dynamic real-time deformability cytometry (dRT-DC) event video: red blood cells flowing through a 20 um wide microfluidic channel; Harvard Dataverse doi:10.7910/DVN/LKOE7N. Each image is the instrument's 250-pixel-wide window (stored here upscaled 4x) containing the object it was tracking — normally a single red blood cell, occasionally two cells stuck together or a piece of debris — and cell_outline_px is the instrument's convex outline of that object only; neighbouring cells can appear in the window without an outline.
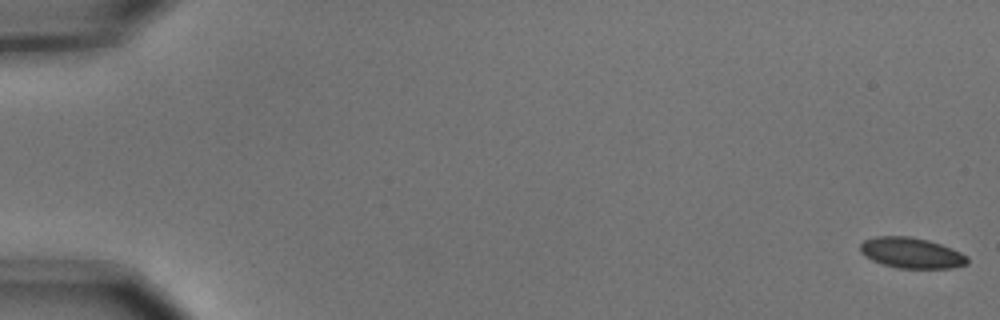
{"species": "common noctule bat (a hibernating species)", "species_latin": "Nyctalus noctula", "temperature_condition": "cold", "stored_images_in_passage": 8, "camera_frame_rate_fps": 3000, "um_per_image_px": 0.085, "animal": {"sex": "male", "body_mass_g": 15.6}, "frame": {"image": 1, "passage_image": 1, "time_ms": 0.0, "image_size_px": [1000, 320], "cell_outline_px": [[968, 264], [952, 268], [900, 268], [884, 264], [872, 260], [860, 252], [860, 244], [864, 240], [876, 236], [908, 236], [928, 240], [940, 244], [960, 252], [968, 256]], "centroid_in_image_um": [77.47, 21.49], "position_along_channel_um": 7.5, "area_um2": 19.02}}
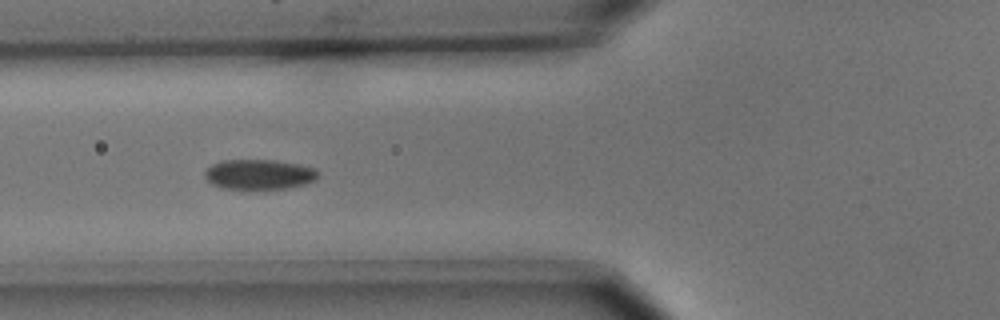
{"frame": {"image": 2, "passage_image": 7, "time_ms": 2.0, "image_size_px": [1000, 320], "cell_outline_px": [[320, 172], [316, 180], [304, 184], [288, 188], [244, 192], [220, 188], [212, 184], [204, 176], [204, 172], [212, 164], [224, 160], [272, 160], [296, 164], [316, 168]], "centroid_in_image_um": [22.0, 14.88], "position_along_channel_um": 103.8, "area_um2": 20.63}}
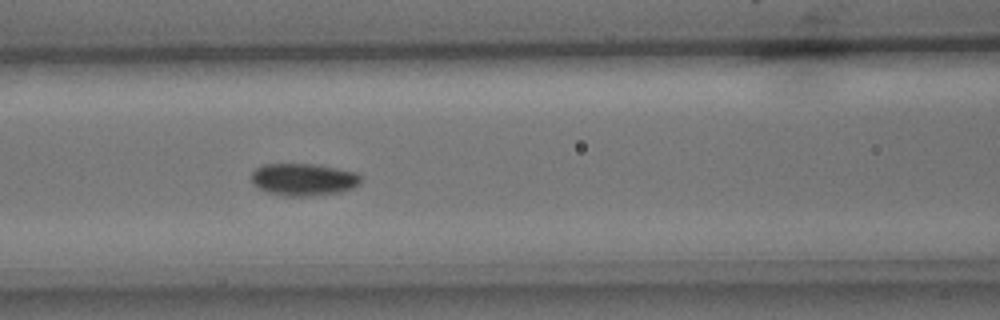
{"frame": {"image": 3, "passage_image": 8, "time_ms": 2.333, "image_size_px": [1000, 320], "cell_outline_px": [[360, 184], [352, 188], [336, 192], [304, 196], [284, 196], [268, 192], [260, 188], [252, 180], [252, 172], [256, 168], [264, 164], [316, 164], [356, 172], [360, 176]], "centroid_in_image_um": [25.8, 15.24], "position_along_channel_um": 140.8, "area_um2": 20.23}}